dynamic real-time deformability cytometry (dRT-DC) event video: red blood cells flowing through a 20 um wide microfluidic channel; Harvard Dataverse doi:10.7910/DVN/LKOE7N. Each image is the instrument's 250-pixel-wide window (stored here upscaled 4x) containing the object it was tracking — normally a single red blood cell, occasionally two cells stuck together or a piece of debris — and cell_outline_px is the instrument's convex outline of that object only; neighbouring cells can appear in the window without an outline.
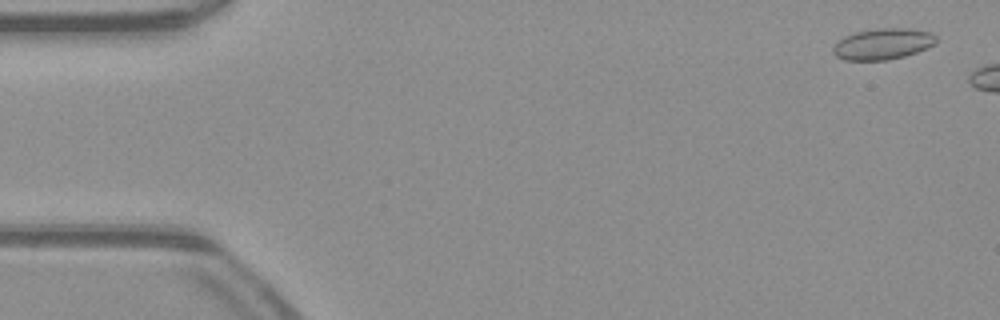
{"species": "common noctule bat (a hibernating species)", "species_latin": "Nyctalus noctula", "temperature_condition": "warm", "stored_images_in_passage": 6, "camera_frame_rate_fps": 3000, "um_per_image_px": 0.085, "animal": {"sex": "male", "body_mass_g": 23.1, "forearm_length_mm": 52.7}, "frame": {"image": 1, "passage_image": 2, "time_ms": 0.333, "image_size_px": [1000, 320], "cell_outline_px": [[936, 44], [928, 48], [904, 56], [888, 60], [844, 60], [836, 56], [832, 52], [832, 48], [844, 36], [856, 32], [880, 28], [908, 28], [932, 32], [936, 36]], "centroid_in_image_um": [75.07, 3.73], "position_along_channel_um": 9.9, "area_um2": 18.73}}